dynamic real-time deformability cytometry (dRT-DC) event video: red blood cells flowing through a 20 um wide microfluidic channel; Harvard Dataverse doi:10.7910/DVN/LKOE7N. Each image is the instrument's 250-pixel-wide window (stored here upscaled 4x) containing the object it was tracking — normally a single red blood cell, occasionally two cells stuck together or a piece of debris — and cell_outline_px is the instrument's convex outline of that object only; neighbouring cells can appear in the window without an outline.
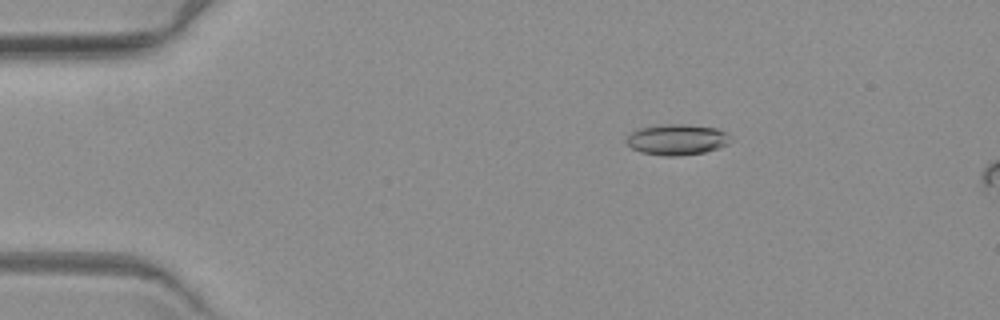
{"species": "common noctule bat (a hibernating species)", "species_latin": "Nyctalus noctula", "temperature_condition": "warm", "stored_images_in_passage": 6, "camera_frame_rate_fps": 3000, "um_per_image_px": 0.085, "animal": {"sex": "female", "body_mass_g": 19.3, "forearm_length_mm": 54.1}, "frame": {"image": 1, "passage_image": 3, "time_ms": 2.333, "image_size_px": [1000, 320], "cell_outline_px": [[732, 140], [720, 148], [704, 152], [680, 156], [664, 156], [640, 152], [632, 148], [624, 140], [636, 128], [668, 124], [680, 124], [716, 128], [724, 132]], "centroid_in_image_um": [57.51, 11.87], "position_along_channel_um": 27.5, "area_um2": 18.61}}